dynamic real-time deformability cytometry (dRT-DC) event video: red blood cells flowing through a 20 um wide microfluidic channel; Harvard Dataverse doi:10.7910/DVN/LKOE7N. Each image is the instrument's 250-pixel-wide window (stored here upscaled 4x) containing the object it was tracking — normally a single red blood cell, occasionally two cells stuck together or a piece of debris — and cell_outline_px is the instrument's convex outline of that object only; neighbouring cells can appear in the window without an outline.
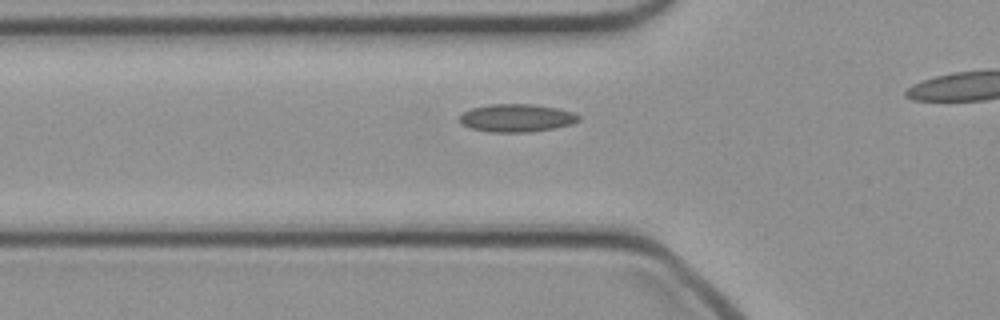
{"species": "common noctule bat (a hibernating species)", "species_latin": "Nyctalus noctula", "temperature_condition": "cold", "stored_images_in_passage": 31, "camera_frame_rate_fps": 3000, "um_per_image_px": 0.085, "animal": {"sex": "female", "body_mass_g": 21.9}, "frame": {"image": 1, "passage_image": 9, "time_ms": 2.667, "image_size_px": [1000, 320], "cell_outline_px": [[580, 120], [572, 124], [532, 132], [488, 132], [468, 128], [460, 124], [460, 116], [464, 112], [472, 108], [488, 104], [536, 104], [556, 108], [572, 112], [580, 116]], "centroid_in_image_um": [43.89, 10.03], "position_along_channel_um": 81.9, "area_um2": 19.48}}
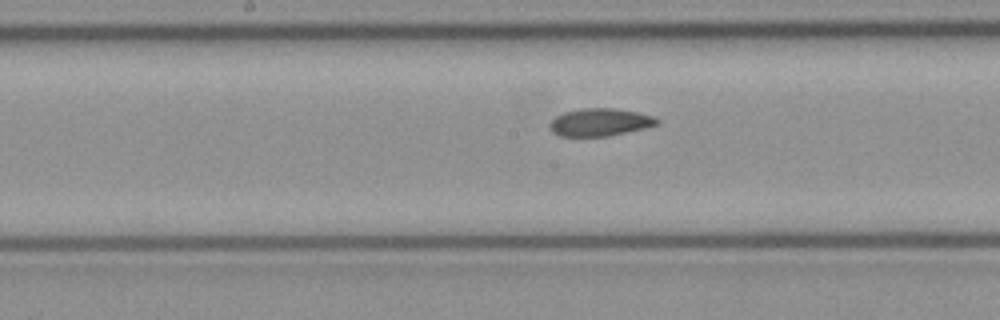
{"frame": {"image": 2, "passage_image": 17, "time_ms": 5.333, "image_size_px": [1000, 320], "cell_outline_px": [[660, 124], [644, 128], [608, 136], [560, 136], [552, 132], [548, 128], [548, 124], [556, 116], [564, 112], [580, 108], [616, 108], [656, 116], [660, 120]], "centroid_in_image_um": [51.0, 10.38], "position_along_channel_um": 197.2, "area_um2": 17.46}}
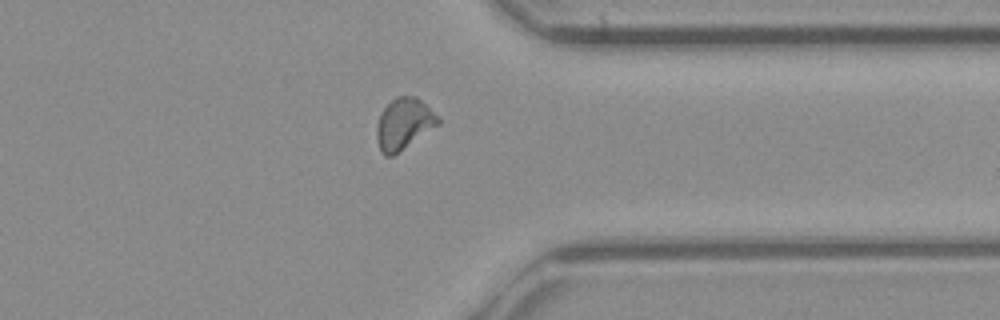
{"frame": {"image": 3, "passage_image": 30, "time_ms": 9.667, "image_size_px": [1000, 320], "cell_outline_px": [[440, 124], [392, 156], [384, 156], [380, 152], [376, 136], [376, 128], [380, 116], [384, 108], [396, 96], [416, 96], [440, 120]], "centroid_in_image_um": [34.29, 10.54], "position_along_channel_um": 377.1, "area_um2": 17.98}}